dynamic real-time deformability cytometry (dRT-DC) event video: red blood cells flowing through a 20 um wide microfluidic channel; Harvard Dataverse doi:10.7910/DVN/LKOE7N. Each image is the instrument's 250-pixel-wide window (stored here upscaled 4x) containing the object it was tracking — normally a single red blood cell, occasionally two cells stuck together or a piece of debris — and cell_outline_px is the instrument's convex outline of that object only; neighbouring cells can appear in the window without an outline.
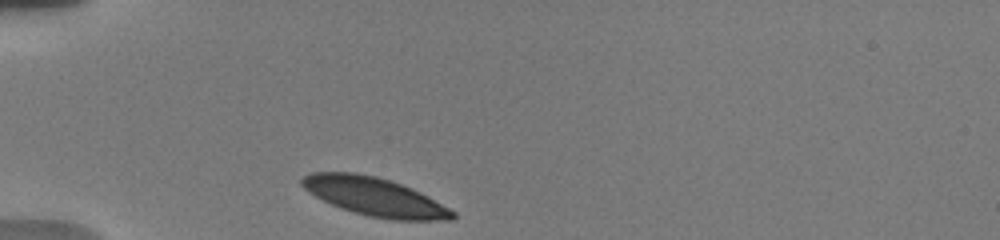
{"species": "human", "species_latin": "Homo sapiens", "temperature_condition": "warm", "stored_images_in_passage": 13, "camera_frame_rate_fps": 3000, "um_per_image_px": 0.085, "donor": {"sex": "male"}, "frame": {"image": 1, "passage_image": 1, "time_ms": 0.0, "image_size_px": [1000, 240], "cell_outline_px": [[456, 216], [452, 220], [392, 220], [368, 216], [340, 208], [308, 192], [300, 184], [300, 180], [304, 176], [312, 172], [356, 172], [376, 176], [412, 188], [428, 196], [456, 212]], "centroid_in_image_um": [31.85, 16.72], "position_along_channel_um": 53.2, "area_um2": 33.64}}
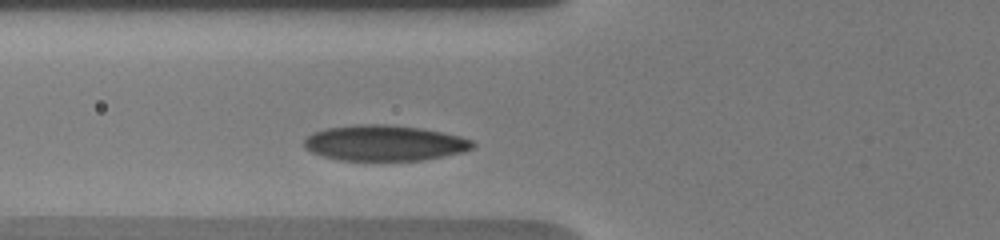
{"frame": {"image": 2, "passage_image": 8, "time_ms": 1.667, "image_size_px": [1000, 240], "cell_outline_px": [[476, 144], [472, 148], [460, 152], [420, 160], [340, 160], [324, 156], [312, 152], [304, 148], [304, 140], [308, 136], [316, 132], [328, 128], [360, 124], [388, 124], [424, 128], [460, 136], [472, 140]], "centroid_in_image_um": [32.68, 12.14], "position_along_channel_um": 93.1, "area_um2": 34.68}}